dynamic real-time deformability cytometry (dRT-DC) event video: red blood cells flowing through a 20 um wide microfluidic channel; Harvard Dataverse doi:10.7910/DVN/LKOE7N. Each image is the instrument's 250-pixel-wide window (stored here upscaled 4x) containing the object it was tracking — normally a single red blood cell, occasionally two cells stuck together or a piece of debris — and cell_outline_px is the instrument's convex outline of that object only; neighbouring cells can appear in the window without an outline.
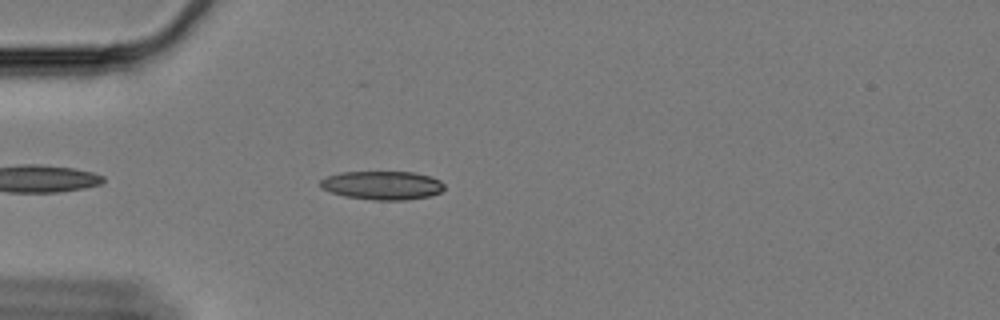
{"species": "Egyptian fruit bat (a non-hibernating species)", "species_latin": "Rousettus aegyptiacus", "temperature_condition": "cold", "stored_images_in_passage": 27, "camera_frame_rate_fps": 3000, "um_per_image_px": 0.085, "animal": {"sex": "female"}, "frame": {"image": 1, "passage_image": 4, "time_ms": 1.0, "image_size_px": [1000, 320], "cell_outline_px": [[444, 188], [440, 192], [428, 196], [404, 200], [376, 200], [344, 196], [320, 188], [320, 180], [328, 176], [340, 172], [412, 172], [428, 176], [440, 180], [444, 184]], "centroid_in_image_um": [32.48, 15.75], "position_along_channel_um": 52.5, "area_um2": 20.52}}
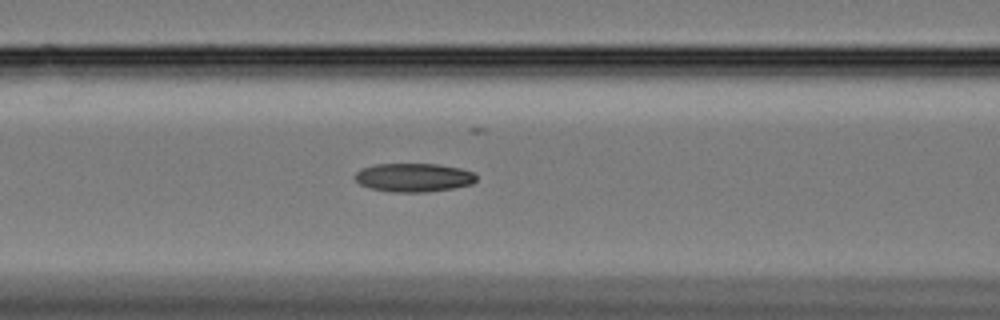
{"frame": {"image": 2, "passage_image": 12, "time_ms": 3.667, "image_size_px": [1000, 320], "cell_outline_px": [[476, 180], [472, 184], [452, 188], [428, 192], [392, 192], [372, 188], [360, 184], [356, 180], [356, 172], [364, 168], [376, 164], [436, 164], [460, 168], [472, 172], [476, 176]], "centroid_in_image_um": [35.19, 15.09], "position_along_channel_um": 131.4, "area_um2": 20.0}}
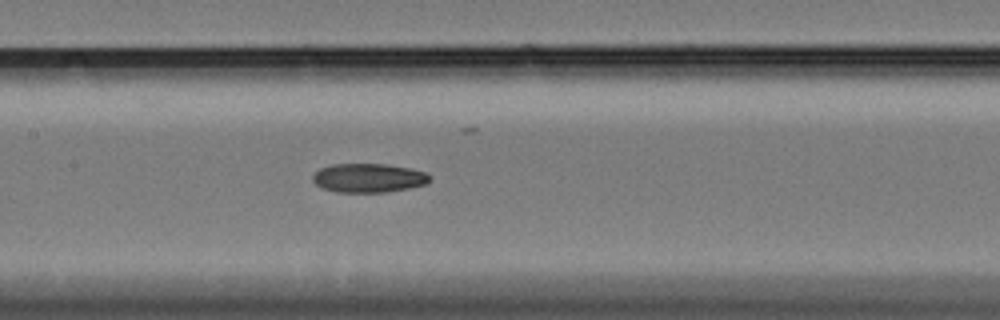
{"frame": {"image": 3, "passage_image": 16, "time_ms": 5.0, "image_size_px": [1000, 320], "cell_outline_px": [[432, 176], [428, 184], [408, 188], [384, 192], [336, 192], [320, 188], [312, 180], [312, 176], [320, 168], [332, 164], [384, 164], [408, 168], [424, 172]], "centroid_in_image_um": [31.31, 15.13], "position_along_channel_um": 176.1, "area_um2": 19.77}}